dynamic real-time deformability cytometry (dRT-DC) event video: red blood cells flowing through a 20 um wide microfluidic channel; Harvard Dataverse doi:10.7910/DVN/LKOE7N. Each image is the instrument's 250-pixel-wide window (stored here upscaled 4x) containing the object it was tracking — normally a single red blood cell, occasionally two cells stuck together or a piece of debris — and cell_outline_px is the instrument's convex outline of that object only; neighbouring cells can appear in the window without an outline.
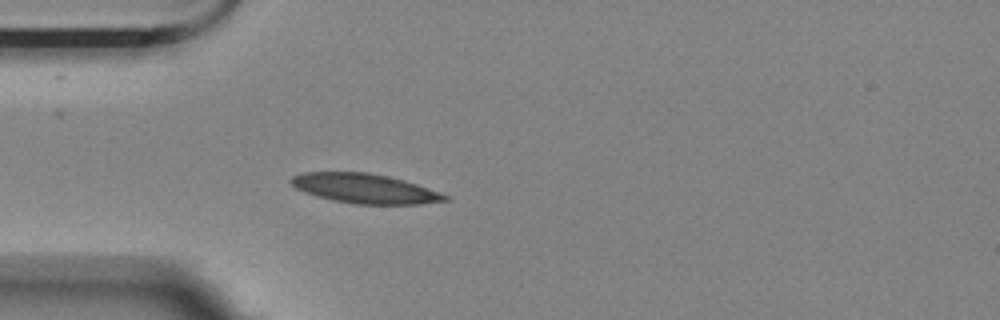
{"species": "Egyptian fruit bat (a non-hibernating species)", "species_latin": "Rousettus aegyptiacus", "temperature_condition": "room temperature", "stored_images_in_passage": 2, "camera_frame_rate_fps": 3000, "um_per_image_px": 0.085, "animal": {"sex": "female"}, "frame": {"image": 1, "passage_image": 2, "time_ms": 0.333, "image_size_px": [1000, 320], "cell_outline_px": [[448, 200], [420, 204], [356, 204], [332, 200], [316, 196], [304, 192], [296, 188], [288, 180], [292, 176], [304, 172], [368, 172], [388, 176], [404, 180], [440, 192], [448, 196]], "centroid_in_image_um": [30.98, 16.02], "position_along_channel_um": 54.0, "area_um2": 26.47}}